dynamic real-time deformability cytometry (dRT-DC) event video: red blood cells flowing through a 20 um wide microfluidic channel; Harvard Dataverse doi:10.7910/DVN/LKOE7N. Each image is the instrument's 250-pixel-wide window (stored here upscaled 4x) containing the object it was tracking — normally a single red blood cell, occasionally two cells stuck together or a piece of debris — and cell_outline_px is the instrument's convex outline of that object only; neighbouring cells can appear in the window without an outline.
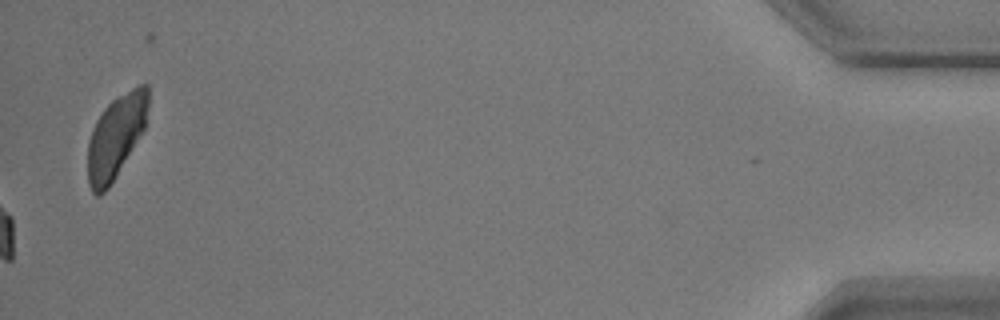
{"species": "common noctule bat (a hibernating species)", "species_latin": "Nyctalus noctula", "temperature_condition": "warm", "stored_images_in_passage": 41, "camera_frame_rate_fps": 3000, "um_per_image_px": 0.085, "animal": {"sex": "male", "body_mass_g": 17.9}, "frame": {"image": 1, "passage_image": 41, "time_ms": 13.333, "image_size_px": [1000, 320], "cell_outline_px": [[148, 104], [144, 128], [108, 188], [100, 196], [96, 196], [92, 192], [88, 184], [88, 140], [92, 128], [96, 120], [104, 108], [116, 96], [140, 84], [148, 84]], "centroid_in_image_um": [9.82, 11.59], "position_along_channel_um": 425.4, "area_um2": 28.9}, "authors_computed_cell_mechanics": {"area_um2": 19.8832, "velocity_mm_per_s": 3.683, "shape_relaxation_time_tau1_ms": 3.7841, "shape_relaxation_time_tau2_ms": 2.5959, "deformation_change_tau1": 0.1154, "deformation_change_tau2": 0.0778}}